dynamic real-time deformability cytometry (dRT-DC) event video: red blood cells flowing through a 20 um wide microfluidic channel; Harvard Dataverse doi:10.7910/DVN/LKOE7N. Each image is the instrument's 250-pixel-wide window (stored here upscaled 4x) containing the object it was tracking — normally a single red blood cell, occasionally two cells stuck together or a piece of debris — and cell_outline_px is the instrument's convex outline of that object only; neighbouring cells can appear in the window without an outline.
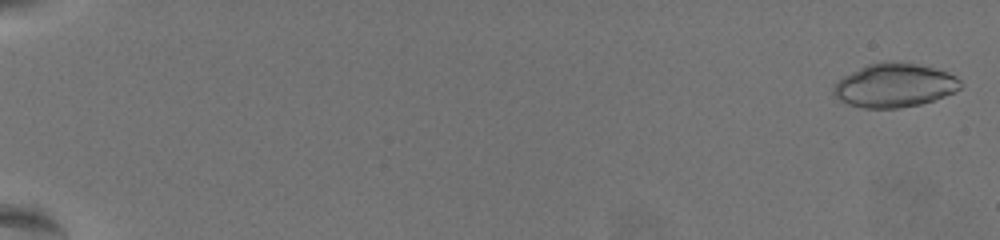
{"species": "common noctule bat (a hibernating species)", "species_latin": "Nyctalus noctula", "temperature_condition": "warm", "stored_images_in_passage": 62, "camera_frame_rate_fps": 3000, "um_per_image_px": 0.085, "animal": {"sex": "female", "body_mass_g": 19.5, "forearm_length_mm": 54.1}, "frame": {"image": 1, "passage_image": 2, "time_ms": 0.333, "image_size_px": [1000, 240], "cell_outline_px": [[960, 88], [956, 92], [920, 104], [900, 108], [864, 108], [848, 104], [840, 100], [832, 92], [832, 88], [844, 76], [868, 64], [916, 64], [948, 72], [956, 76], [960, 80]], "centroid_in_image_um": [76.04, 7.3], "position_along_channel_um": 9.0, "area_um2": 31.5}}